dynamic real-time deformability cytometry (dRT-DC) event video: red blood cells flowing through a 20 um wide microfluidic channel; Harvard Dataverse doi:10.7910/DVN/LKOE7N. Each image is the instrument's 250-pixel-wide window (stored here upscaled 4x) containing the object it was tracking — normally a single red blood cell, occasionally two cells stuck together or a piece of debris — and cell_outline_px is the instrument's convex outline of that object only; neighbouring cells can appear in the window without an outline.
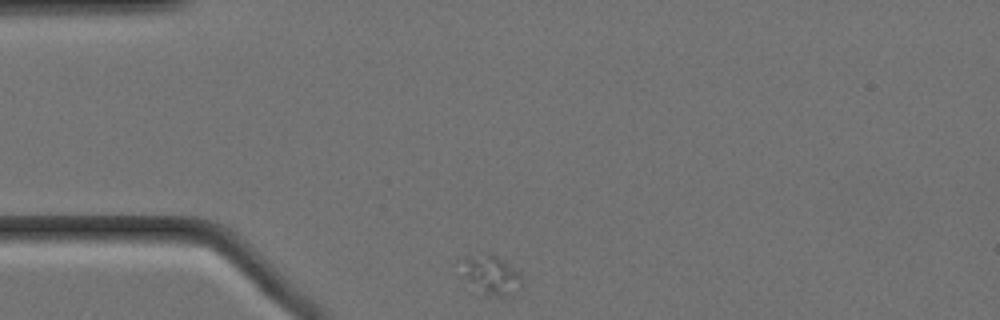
{"species": "Egyptian fruit bat (a non-hibernating species)", "species_latin": "Rousettus aegyptiacus", "temperature_condition": "cold", "stored_images_in_passage": 39, "camera_frame_rate_fps": 3000, "um_per_image_px": 0.085, "animal": {"sex": "female"}, "frame": {"image": 1, "passage_image": 1, "time_ms": 0.0, "image_size_px": [1000, 320], "cell_outline_px": [[524, 284], [504, 296], [496, 296], [484, 292], [468, 280], [464, 276], [456, 260], [468, 256], [484, 252], [488, 252], [496, 256], [508, 264], [520, 276]], "centroid_in_image_um": [41.66, 23.28], "position_along_channel_um": 43.3, "area_um2": 13.35}}